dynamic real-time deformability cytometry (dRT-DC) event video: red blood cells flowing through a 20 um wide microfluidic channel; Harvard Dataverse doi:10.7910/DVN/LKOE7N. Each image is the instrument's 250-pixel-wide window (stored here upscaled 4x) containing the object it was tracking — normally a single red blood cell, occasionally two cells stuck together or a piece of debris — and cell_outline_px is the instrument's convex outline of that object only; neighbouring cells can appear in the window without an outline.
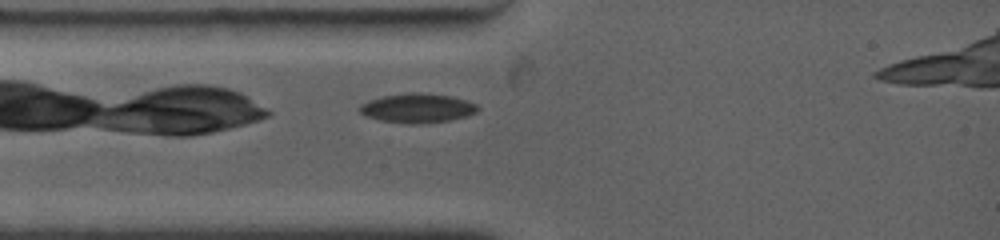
{"species": "common noctule bat (a hibernating species)", "species_latin": "Nyctalus noctula", "temperature_condition": "warm", "stored_images_in_passage": 1, "camera_frame_rate_fps": 4500, "um_per_image_px": 0.085, "animal": {"sex": "female", "body_mass_g": 19.0, "forearm_length_mm": 53.3}, "frame": {"image": 1, "passage_image": 1, "time_ms": 0.0, "image_size_px": [1000, 240], "cell_outline_px": [[480, 108], [476, 112], [464, 116], [448, 120], [420, 124], [412, 124], [380, 120], [364, 116], [356, 108], [360, 104], [368, 100], [384, 96], [412, 92], [452, 96], [476, 104]], "centroid_in_image_um": [35.42, 9.19], "position_along_channel_um": 49.6, "area_um2": 20.0}}